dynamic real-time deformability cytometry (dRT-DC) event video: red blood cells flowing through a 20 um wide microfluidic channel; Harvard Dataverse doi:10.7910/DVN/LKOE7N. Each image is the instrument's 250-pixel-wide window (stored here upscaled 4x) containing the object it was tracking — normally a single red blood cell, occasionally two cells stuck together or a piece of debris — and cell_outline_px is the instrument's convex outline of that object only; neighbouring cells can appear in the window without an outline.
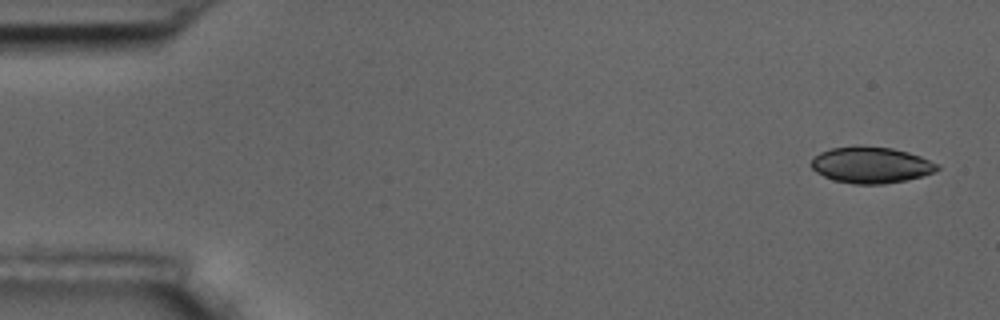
{"species": "common noctule bat (a hibernating species)", "species_latin": "Nyctalus noctula", "temperature_condition": "room temperature", "stored_images_in_passage": 5, "camera_frame_rate_fps": 3000, "um_per_image_px": 0.085, "animal": {"sex": "male", "body_mass_g": 17.5, "forearm_length_mm": 52.3}, "frame": {"image": 1, "passage_image": 1, "time_ms": 0.0, "image_size_px": [1000, 320], "cell_outline_px": [[940, 168], [932, 172], [920, 176], [904, 180], [884, 184], [852, 184], [832, 180], [816, 172], [808, 164], [820, 152], [832, 148], [892, 148], [908, 152], [920, 156], [936, 164]], "centroid_in_image_um": [74.0, 14.06], "position_along_channel_um": 11.0, "area_um2": 25.84}}
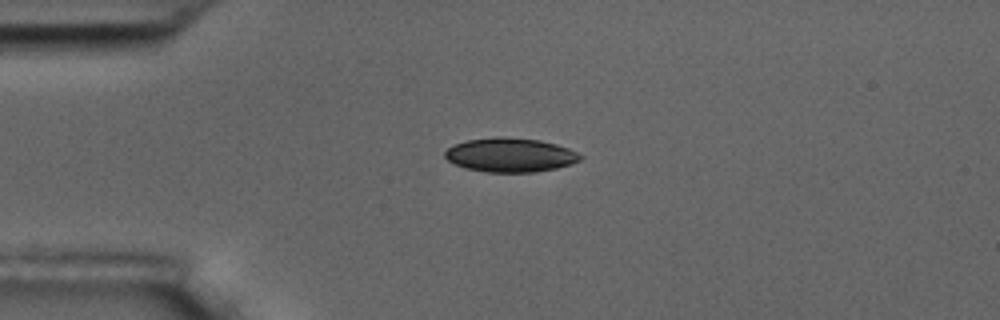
{"frame": {"image": 2, "passage_image": 4, "time_ms": 3.667, "image_size_px": [1000, 320], "cell_outline_px": [[584, 156], [580, 160], [572, 164], [556, 168], [536, 172], [488, 172], [464, 168], [448, 160], [444, 156], [444, 152], [448, 148], [456, 144], [468, 140], [496, 136], [504, 136], [540, 140], [556, 144], [568, 148]], "centroid_in_image_um": [43.39, 13.17], "position_along_channel_um": 41.6, "area_um2": 26.93}}